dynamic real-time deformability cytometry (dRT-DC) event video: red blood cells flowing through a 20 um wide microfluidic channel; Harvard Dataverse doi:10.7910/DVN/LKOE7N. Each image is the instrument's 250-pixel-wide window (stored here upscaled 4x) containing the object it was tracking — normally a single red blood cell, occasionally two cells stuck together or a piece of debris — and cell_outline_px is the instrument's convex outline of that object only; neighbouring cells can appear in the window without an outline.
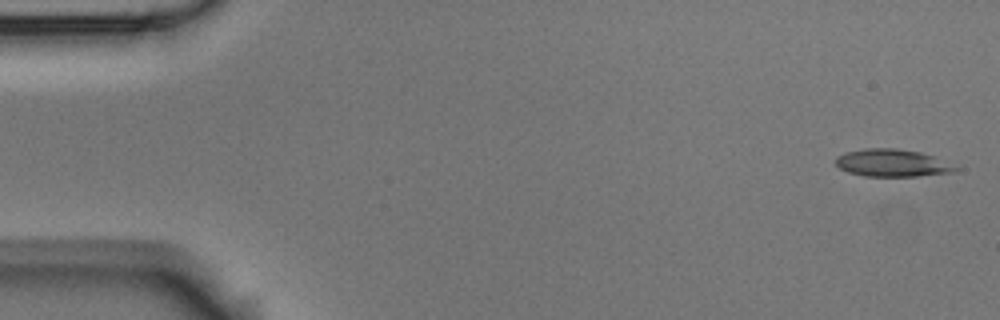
{"species": "Egyptian fruit bat (a non-hibernating species)", "species_latin": "Rousettus aegyptiacus", "temperature_condition": "room temperature", "stored_images_in_passage": 5, "camera_frame_rate_fps": 3000, "um_per_image_px": 0.085, "animal": {"sex": "male"}, "frame": {"image": 1, "passage_image": 1, "time_ms": 0.0, "image_size_px": [1000, 320], "cell_outline_px": [[960, 168], [952, 172], [916, 176], [864, 176], [848, 172], [840, 168], [836, 164], [836, 156], [844, 152], [864, 148], [896, 148], [920, 152], [932, 156]], "centroid_in_image_um": [75.78, 13.84], "position_along_channel_um": 9.2, "area_um2": 19.02}}
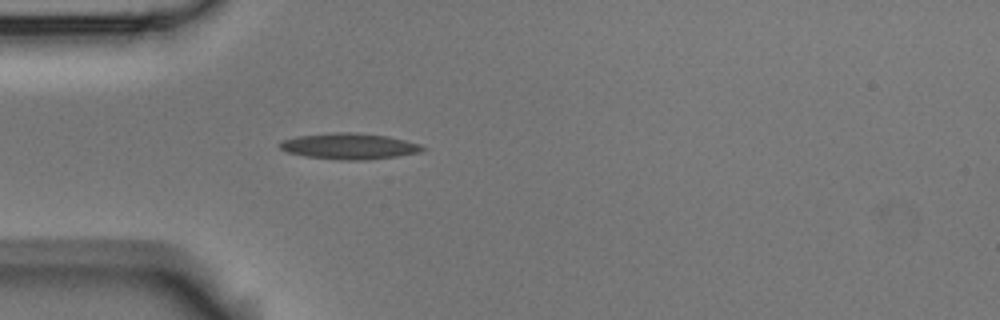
{"frame": {"image": 2, "passage_image": 5, "time_ms": 1.333, "image_size_px": [1000, 320], "cell_outline_px": [[428, 148], [420, 152], [396, 156], [368, 160], [340, 160], [304, 156], [288, 152], [280, 148], [276, 144], [280, 140], [296, 136], [336, 132], [356, 132], [388, 136], [420, 144]], "centroid_in_image_um": [29.66, 12.42], "position_along_channel_um": 55.3, "area_um2": 21.85}}